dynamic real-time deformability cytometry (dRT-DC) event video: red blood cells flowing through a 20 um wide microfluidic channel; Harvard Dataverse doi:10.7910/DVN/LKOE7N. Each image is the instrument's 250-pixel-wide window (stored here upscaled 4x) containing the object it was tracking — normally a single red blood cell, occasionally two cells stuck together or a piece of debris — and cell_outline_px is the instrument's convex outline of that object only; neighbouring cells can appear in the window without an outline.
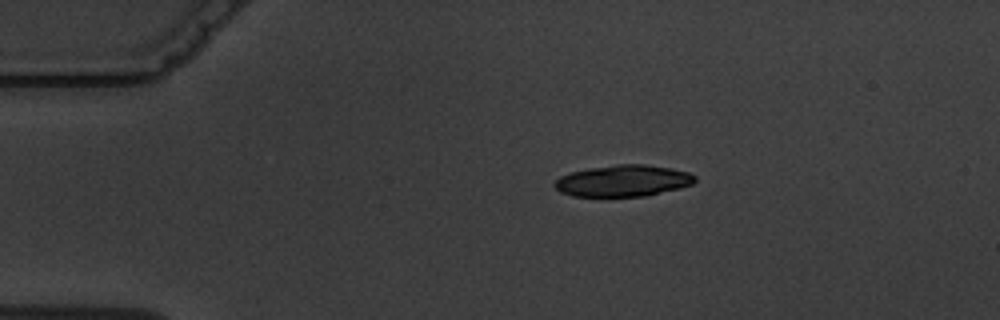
{"species": "common noctule bat (a hibernating species)", "species_latin": "Nyctalus noctula", "temperature_condition": "warm", "stored_images_in_passage": 8, "camera_frame_rate_fps": 3000, "um_per_image_px": 0.085, "animal": {"sex": "male", "body_mass_g": 19.5, "forearm_length_mm": 54.6}, "frame": {"image": 1, "passage_image": 4, "time_ms": 3.333, "image_size_px": [1000, 320], "cell_outline_px": [[696, 180], [692, 184], [680, 188], [644, 196], [608, 200], [572, 196], [560, 192], [552, 184], [560, 176], [572, 172], [588, 168], [616, 164], [644, 164], [672, 168], [688, 172], [696, 176]], "centroid_in_image_um": [52.91, 15.41], "position_along_channel_um": 32.1, "area_um2": 26.82}}